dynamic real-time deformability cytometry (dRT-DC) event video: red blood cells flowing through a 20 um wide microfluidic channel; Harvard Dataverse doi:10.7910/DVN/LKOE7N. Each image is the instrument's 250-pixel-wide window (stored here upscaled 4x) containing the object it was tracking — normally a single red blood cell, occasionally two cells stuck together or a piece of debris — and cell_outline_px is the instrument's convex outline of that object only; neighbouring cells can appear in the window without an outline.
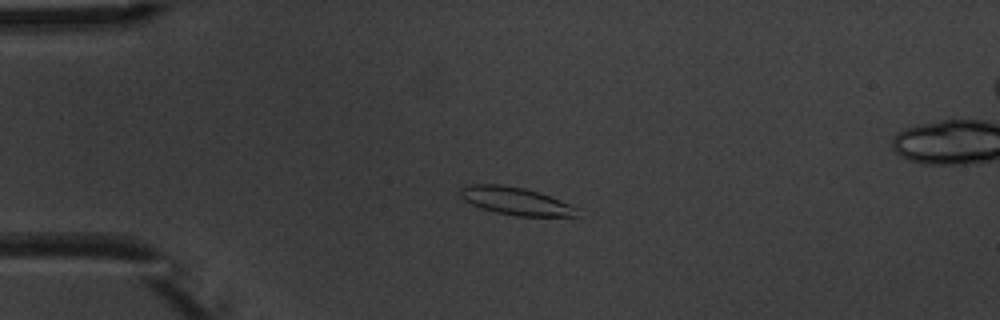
{"species": "common noctule bat (a hibernating species)", "species_latin": "Nyctalus noctula", "temperature_condition": "warm", "stored_images_in_passage": 5, "camera_frame_rate_fps": 3000, "um_per_image_px": 0.085, "animal": {"sex": "male", "body_mass_g": 20.1, "forearm_length_mm": 53.5}, "frame": {"image": 1, "passage_image": 3, "time_ms": 3.333, "image_size_px": [1000, 320], "cell_outline_px": [[584, 208], [576, 216], [516, 216], [496, 212], [472, 204], [464, 200], [460, 196], [460, 188], [468, 184], [500, 184], [524, 188], [540, 192]], "centroid_in_image_um": [43.93, 17.08], "position_along_channel_um": 41.1, "area_um2": 19.19}}
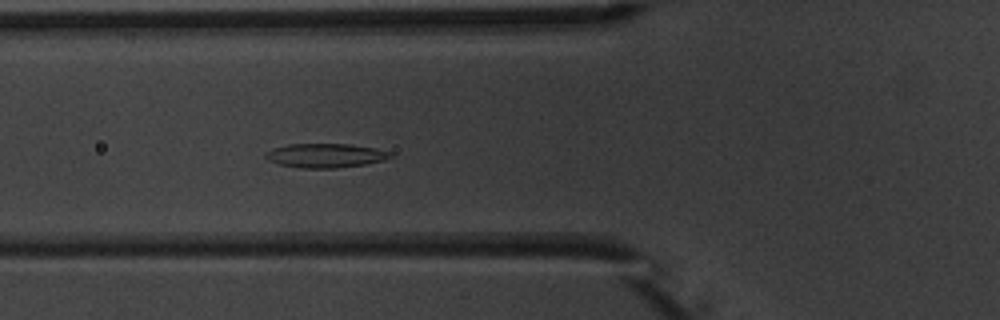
{"frame": {"image": 2, "passage_image": 5, "time_ms": 5.667, "image_size_px": [1000, 320], "cell_outline_px": [[392, 156], [384, 160], [364, 164], [336, 168], [300, 168], [280, 164], [268, 160], [264, 156], [264, 152], [272, 148], [288, 144], [352, 144], [376, 148], [392, 152]], "centroid_in_image_um": [27.64, 13.21], "position_along_channel_um": 98.2, "area_um2": 17.63}}